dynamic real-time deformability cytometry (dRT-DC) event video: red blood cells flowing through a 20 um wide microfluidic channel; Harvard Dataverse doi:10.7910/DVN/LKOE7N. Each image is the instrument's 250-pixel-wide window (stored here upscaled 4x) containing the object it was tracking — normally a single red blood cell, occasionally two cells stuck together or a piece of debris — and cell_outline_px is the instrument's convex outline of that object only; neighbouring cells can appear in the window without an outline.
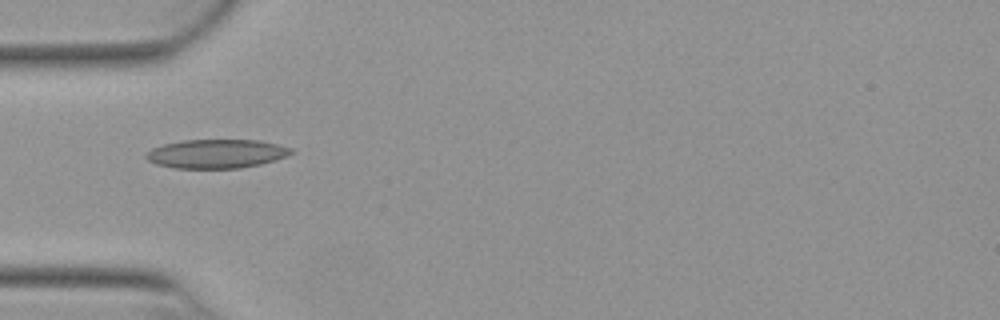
{"species": "Egyptian fruit bat (a non-hibernating species)", "species_latin": "Rousettus aegyptiacus", "temperature_condition": "warm", "stored_images_in_passage": 36, "camera_frame_rate_fps": 3000, "um_per_image_px": 0.085, "animal": {"sex": "female"}, "frame": {"image": 1, "passage_image": 1, "time_ms": 0.0, "image_size_px": [1000, 320], "cell_outline_px": [[296, 152], [276, 160], [260, 164], [240, 168], [172, 168], [156, 164], [148, 160], [144, 156], [144, 152], [152, 148], [164, 144], [184, 140], [260, 140], [292, 148]], "centroid_in_image_um": [18.39, 13.07], "position_along_channel_um": 66.6, "area_um2": 24.57}}
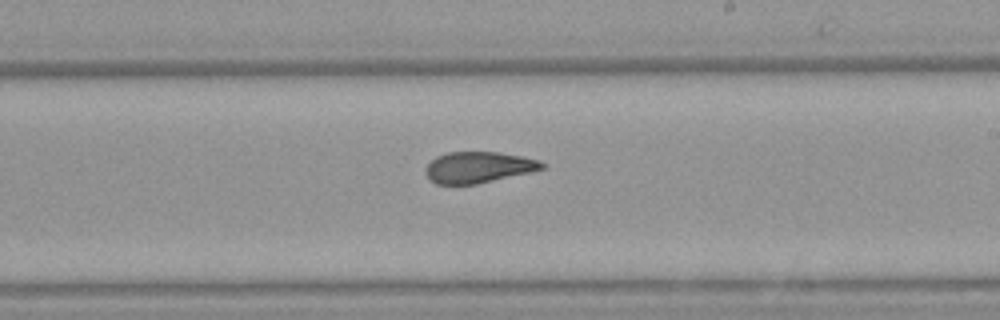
{"frame": {"image": 2, "passage_image": 15, "time_ms": 4.667, "image_size_px": [1000, 320], "cell_outline_px": [[544, 168], [528, 172], [476, 184], [436, 184], [428, 180], [424, 172], [424, 168], [436, 156], [448, 152], [500, 152], [540, 160], [544, 164]], "centroid_in_image_um": [40.59, 14.22], "position_along_channel_um": 248.4, "area_um2": 21.04}}
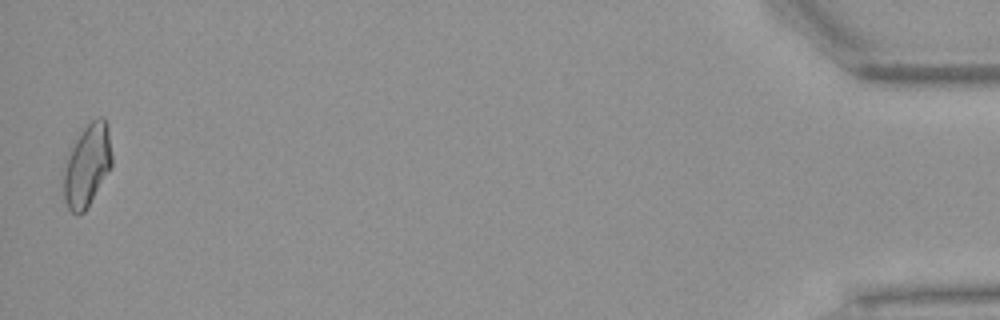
{"frame": {"image": 3, "passage_image": 36, "time_ms": 11.667, "image_size_px": [1000, 320], "cell_outline_px": [[112, 164], [84, 212], [76, 216], [68, 208], [64, 200], [60, 172], [64, 160], [80, 132], [92, 120], [100, 116], [104, 116], [108, 124], [112, 156]], "centroid_in_image_um": [7.35, 14.05], "position_along_channel_um": 427.9, "area_um2": 23.64}, "authors_computed_cell_mechanics": {"area_um2": 22.1085, "velocity_mm_per_s": 3.8914, "shape_relaxation_time_tau1_ms": null, "shape_relaxation_time_tau2_ms": 1.9424, "deformation_change_tau1": null, "deformation_change_tau2": 0.0863}}